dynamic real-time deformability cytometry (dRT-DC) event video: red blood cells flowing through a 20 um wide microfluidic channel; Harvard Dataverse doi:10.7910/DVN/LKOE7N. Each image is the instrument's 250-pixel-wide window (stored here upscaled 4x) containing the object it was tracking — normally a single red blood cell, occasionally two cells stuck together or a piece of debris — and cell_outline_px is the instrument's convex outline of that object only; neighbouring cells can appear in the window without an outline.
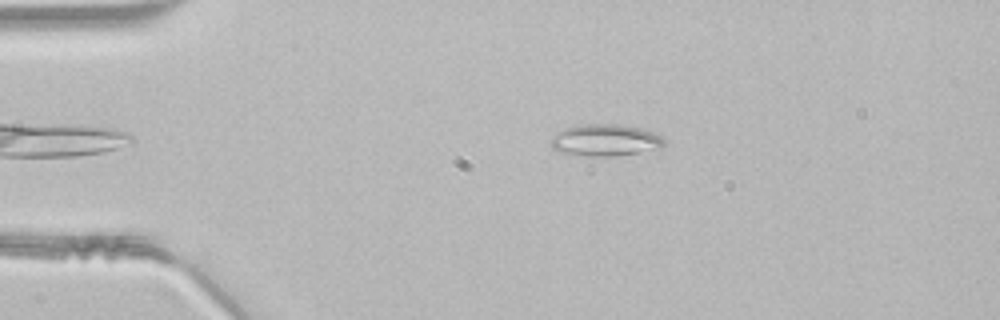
{"species": "common noctule bat (a hibernating species)", "species_latin": "Nyctalus noctula", "temperature_condition": "room temperature", "stored_images_in_passage": 35, "camera_frame_rate_fps": 3000, "um_per_image_px": 0.085, "animal": {"sex": "male", "body_mass_g": 21.5, "forearm_length_mm": 52.0}, "frame": {"image": 1, "passage_image": 3, "time_ms": 0.667, "image_size_px": [1000, 320], "cell_outline_px": [[668, 140], [664, 148], [640, 152], [612, 156], [588, 156], [564, 152], [552, 148], [552, 136], [564, 128], [580, 124], [616, 124], [640, 128], [652, 132]], "centroid_in_image_um": [51.51, 11.91], "position_along_channel_um": 33.5, "area_um2": 20.98}}
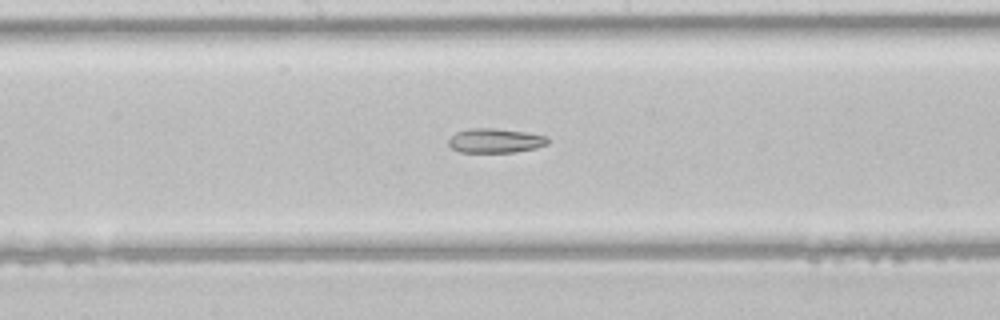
{"frame": {"image": 2, "passage_image": 18, "time_ms": 5.667, "image_size_px": [1000, 320], "cell_outline_px": [[548, 144], [536, 148], [516, 152], [460, 152], [452, 148], [448, 144], [448, 140], [456, 132], [468, 128], [496, 128], [528, 132], [548, 136]], "centroid_in_image_um": [42.12, 11.94], "position_along_channel_um": 206.1, "area_um2": 14.28}}
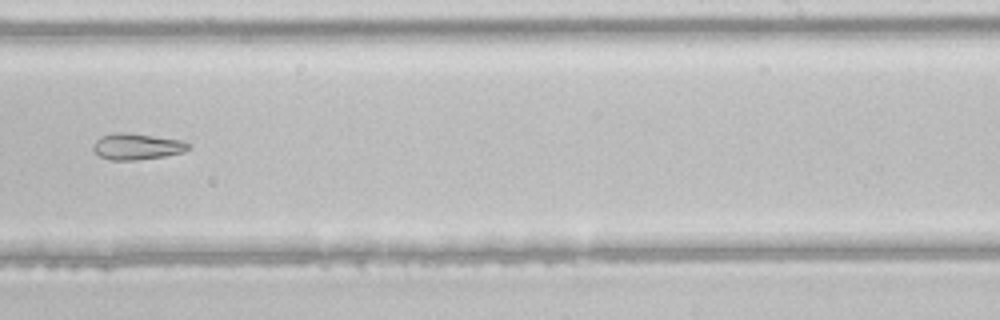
{"frame": {"image": 3, "passage_image": 23, "time_ms": 7.333, "image_size_px": [1000, 320], "cell_outline_px": [[192, 144], [184, 152], [164, 156], [136, 160], [112, 160], [100, 156], [92, 148], [92, 144], [100, 136], [112, 132], [128, 132], [184, 140]], "centroid_in_image_um": [11.64, 12.43], "position_along_channel_um": 277.4, "area_um2": 14.8}}